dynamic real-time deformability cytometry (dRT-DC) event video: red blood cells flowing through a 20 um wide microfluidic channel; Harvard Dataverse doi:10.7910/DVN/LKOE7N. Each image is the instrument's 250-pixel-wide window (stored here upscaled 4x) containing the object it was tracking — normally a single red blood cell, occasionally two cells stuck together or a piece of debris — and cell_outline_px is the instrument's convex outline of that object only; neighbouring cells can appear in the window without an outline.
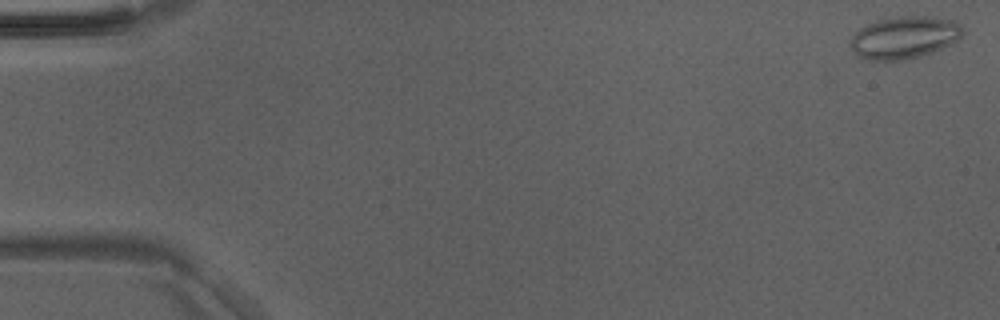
{"species": "Egyptian fruit bat (a non-hibernating species)", "species_latin": "Rousettus aegyptiacus", "temperature_condition": "room temperature", "stored_images_in_passage": 44, "camera_frame_rate_fps": 3000, "um_per_image_px": 0.085, "animal": {"sex": "male"}, "frame": {"image": 1, "passage_image": 1, "time_ms": 0.0, "image_size_px": [1000, 320], "cell_outline_px": [[964, 32], [952, 44], [932, 52], [920, 56], [900, 60], [868, 60], [860, 56], [852, 48], [848, 40], [860, 28], [876, 20], [900, 16], [932, 16], [952, 20], [960, 24]], "centroid_in_image_um": [76.87, 3.17], "position_along_channel_um": 8.1, "area_um2": 27.57}}
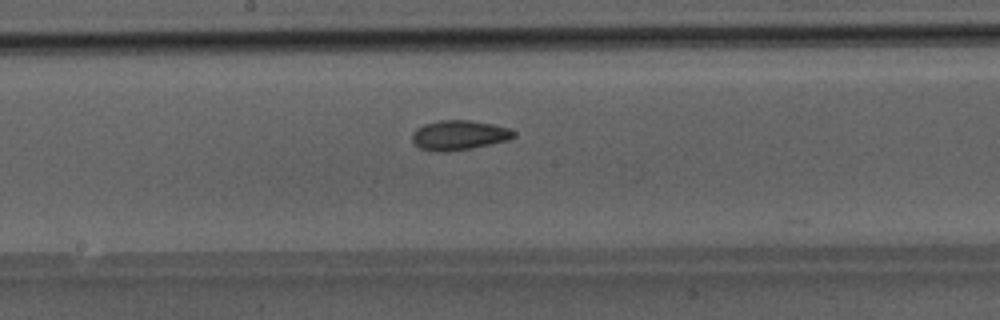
{"frame": {"image": 2, "passage_image": 26, "time_ms": 8.333, "image_size_px": [1000, 320], "cell_outline_px": [[516, 136], [508, 140], [472, 148], [444, 152], [436, 152], [420, 148], [412, 144], [412, 132], [416, 128], [424, 124], [440, 120], [468, 120], [492, 124], [508, 128], [516, 132]], "centroid_in_image_um": [38.98, 11.49], "position_along_channel_um": 209.2, "area_um2": 17.69}}
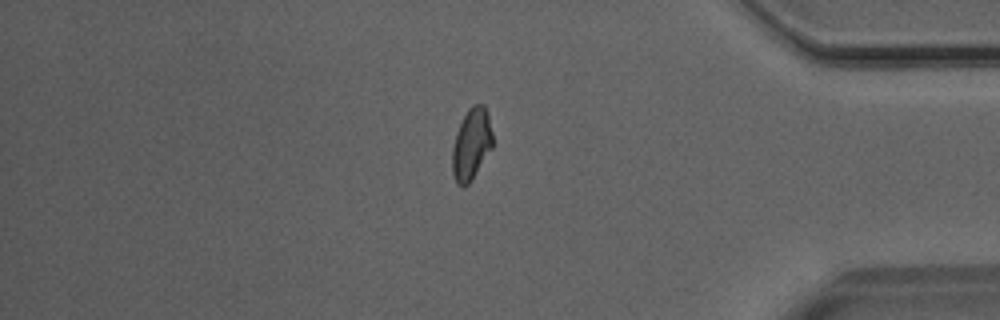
{"frame": {"image": 3, "passage_image": 41, "time_ms": 13.333, "image_size_px": [1000, 320], "cell_outline_px": [[492, 148], [472, 180], [468, 184], [456, 184], [452, 172], [452, 148], [456, 132], [468, 108], [472, 104], [484, 104], [488, 112], [492, 132]], "centroid_in_image_um": [40.07, 12.23], "position_along_channel_um": 395.1, "area_um2": 16.88}}